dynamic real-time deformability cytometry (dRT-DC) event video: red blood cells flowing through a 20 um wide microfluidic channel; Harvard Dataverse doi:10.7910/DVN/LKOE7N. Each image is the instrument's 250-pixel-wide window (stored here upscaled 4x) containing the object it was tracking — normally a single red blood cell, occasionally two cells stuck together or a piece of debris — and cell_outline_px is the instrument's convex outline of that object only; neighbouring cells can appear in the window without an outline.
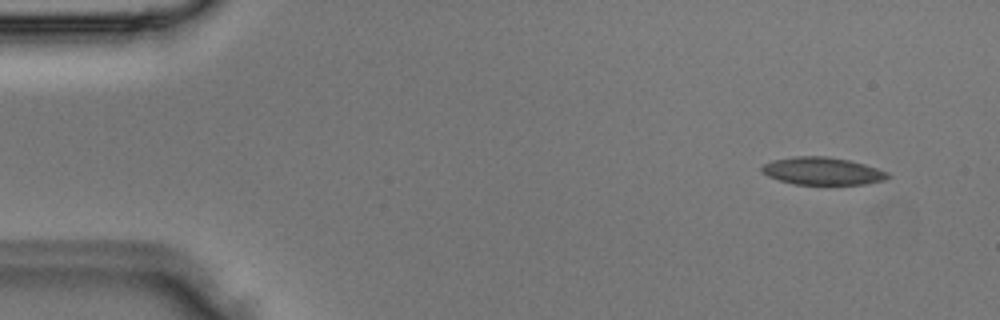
{"species": "Egyptian fruit bat (a non-hibernating species)", "species_latin": "Rousettus aegyptiacus", "temperature_condition": "room temperature", "stored_images_in_passage": 3, "camera_frame_rate_fps": 3000, "um_per_image_px": 0.085, "animal": {"sex": "male"}, "frame": {"image": 1, "passage_image": 1, "time_ms": 0.0, "image_size_px": [1000, 320], "cell_outline_px": [[892, 176], [884, 180], [868, 184], [796, 184], [780, 180], [768, 176], [760, 172], [760, 168], [764, 164], [772, 160], [792, 156], [828, 156], [848, 160], [864, 164], [888, 172]], "centroid_in_image_um": [69.9, 14.53], "position_along_channel_um": 15.1, "area_um2": 20.29}}